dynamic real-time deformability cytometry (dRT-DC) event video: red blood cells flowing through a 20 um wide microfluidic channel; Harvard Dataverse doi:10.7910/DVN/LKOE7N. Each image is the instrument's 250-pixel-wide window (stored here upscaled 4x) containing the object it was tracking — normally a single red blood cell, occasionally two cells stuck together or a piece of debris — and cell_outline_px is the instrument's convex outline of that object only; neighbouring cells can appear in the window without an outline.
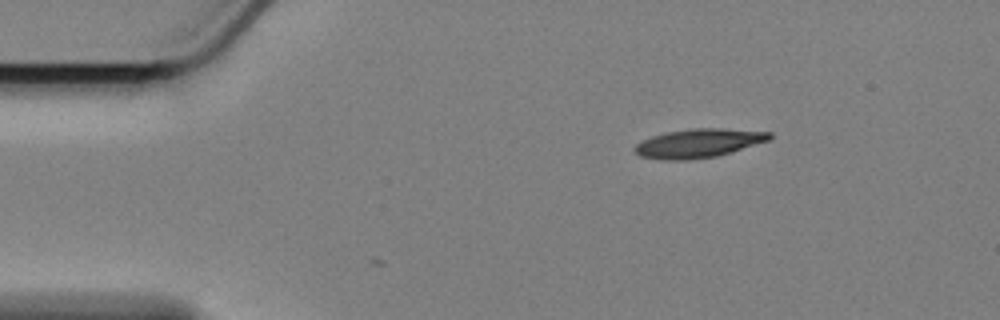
{"species": "Egyptian fruit bat (a non-hibernating species)", "species_latin": "Rousettus aegyptiacus", "temperature_condition": "cold", "stored_images_in_passage": 3, "camera_frame_rate_fps": 3000, "um_per_image_px": 0.085, "animal": {"sex": "female"}, "frame": {"image": 1, "passage_image": 1, "time_ms": 0.0, "image_size_px": [1000, 320], "cell_outline_px": [[772, 140], [732, 152], [716, 156], [684, 160], [664, 160], [640, 156], [632, 148], [636, 144], [652, 136], [668, 132], [692, 128], [720, 128], [772, 132]], "centroid_in_image_um": [59.42, 12.17], "position_along_channel_um": 25.6, "area_um2": 22.66}}